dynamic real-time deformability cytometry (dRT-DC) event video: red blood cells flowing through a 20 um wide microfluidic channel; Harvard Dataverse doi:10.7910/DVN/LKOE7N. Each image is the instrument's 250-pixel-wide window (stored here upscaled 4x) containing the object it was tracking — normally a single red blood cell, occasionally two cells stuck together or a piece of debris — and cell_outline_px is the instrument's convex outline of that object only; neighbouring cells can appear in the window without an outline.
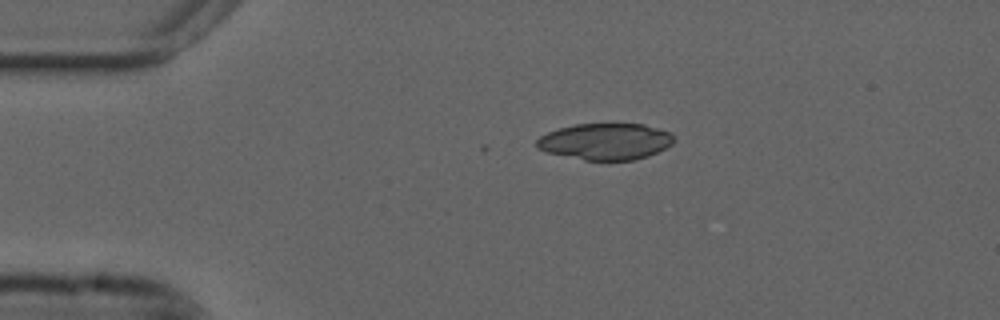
{"species": "common noctule bat (a hibernating species)", "species_latin": "Nyctalus noctula", "temperature_condition": "cold", "stored_images_in_passage": 10, "camera_frame_rate_fps": 3000, "um_per_image_px": 0.085, "animal": {"sex": "male", "forearm_length_mm": 52.5}, "frame": {"image": 1, "passage_image": 1, "time_ms": 0.0, "image_size_px": [1000, 320], "cell_outline_px": [[676, 140], [672, 144], [648, 156], [632, 160], [584, 160], [548, 152], [536, 148], [536, 140], [540, 136], [548, 132], [560, 128], [576, 124], [644, 124], [672, 132], [676, 136]], "centroid_in_image_um": [51.5, 12.02], "position_along_channel_um": 33.5, "area_um2": 29.19}}